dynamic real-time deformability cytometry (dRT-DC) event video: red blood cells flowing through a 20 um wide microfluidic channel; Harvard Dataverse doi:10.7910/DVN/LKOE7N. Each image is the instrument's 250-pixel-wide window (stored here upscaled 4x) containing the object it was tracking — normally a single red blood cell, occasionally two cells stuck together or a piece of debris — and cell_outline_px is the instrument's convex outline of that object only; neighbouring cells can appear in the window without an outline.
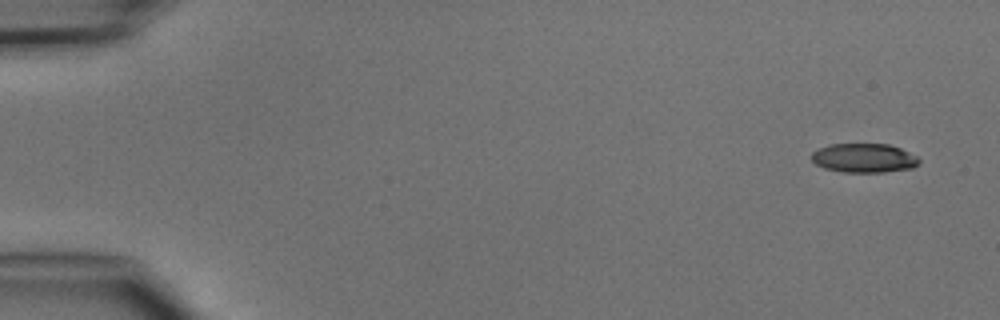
{"species": "common noctule bat (a hibernating species)", "species_latin": "Nyctalus noctula", "temperature_condition": "cold", "stored_images_in_passage": 4, "camera_frame_rate_fps": 3000, "um_per_image_px": 0.085, "animal": {"sex": "male", "body_mass_g": 15.6}, "frame": {"image": 1, "passage_image": 1, "time_ms": 0.0, "image_size_px": [1000, 320], "cell_outline_px": [[920, 164], [912, 168], [884, 172], [844, 172], [824, 168], [816, 164], [808, 156], [812, 152], [828, 144], [888, 144], [900, 148], [916, 156], [920, 160]], "centroid_in_image_um": [73.42, 13.43], "position_along_channel_um": 11.6, "area_um2": 18.32}}
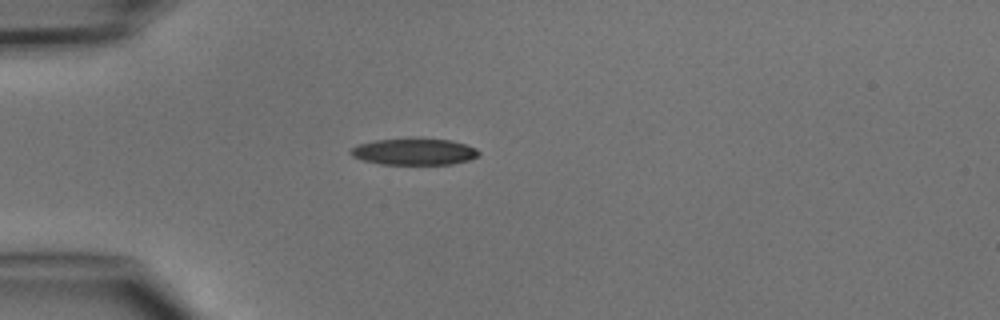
{"frame": {"image": 2, "passage_image": 4, "time_ms": 3.667, "image_size_px": [1000, 320], "cell_outline_px": [[480, 152], [476, 156], [468, 160], [452, 164], [380, 164], [364, 160], [352, 156], [348, 152], [356, 144], [376, 140], [412, 136], [452, 140], [476, 148]], "centroid_in_image_um": [35.17, 12.85], "position_along_channel_um": 49.8, "area_um2": 20.35}}